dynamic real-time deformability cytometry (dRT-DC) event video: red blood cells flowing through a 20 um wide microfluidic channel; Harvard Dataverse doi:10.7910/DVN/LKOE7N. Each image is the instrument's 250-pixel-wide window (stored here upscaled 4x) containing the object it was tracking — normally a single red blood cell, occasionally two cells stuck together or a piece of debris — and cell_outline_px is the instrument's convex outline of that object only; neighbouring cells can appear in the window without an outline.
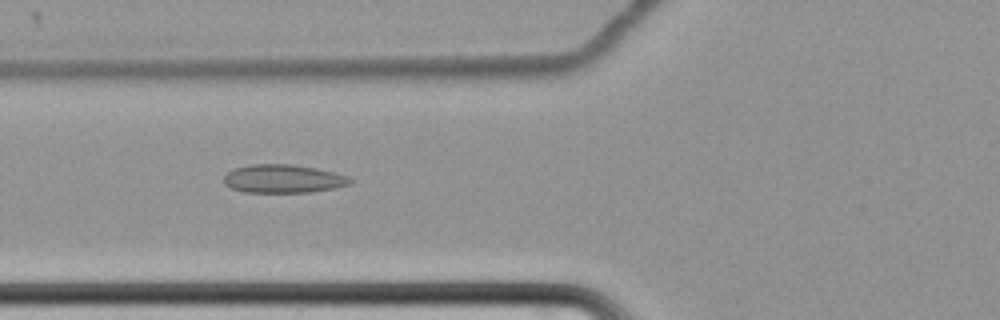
{"species": "common noctule bat (a hibernating species)", "species_latin": "Nyctalus noctula", "temperature_condition": "cold", "stored_images_in_passage": 30, "camera_frame_rate_fps": 3000, "um_per_image_px": 0.085, "animal": {"sex": "female", "body_mass_g": 22.7, "forearm_length_mm": 54.2}, "frame": {"image": 1, "passage_image": 5, "time_ms": 1.333, "image_size_px": [1000, 320], "cell_outline_px": [[352, 184], [336, 188], [308, 192], [244, 192], [232, 188], [224, 184], [224, 176], [228, 172], [236, 168], [248, 164], [292, 164], [316, 168], [336, 172], [348, 176], [352, 180]], "centroid_in_image_um": [24.11, 15.19], "position_along_channel_um": 101.7, "area_um2": 20.98}}
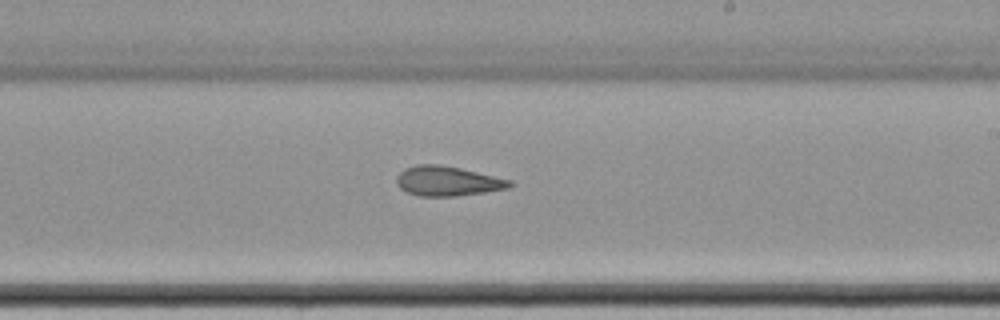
{"frame": {"image": 2, "passage_image": 18, "time_ms": 5.667, "image_size_px": [1000, 320], "cell_outline_px": [[516, 184], [508, 188], [484, 192], [456, 196], [420, 196], [408, 192], [400, 188], [396, 184], [396, 176], [404, 168], [416, 164], [440, 164], [460, 168], [512, 180]], "centroid_in_image_um": [38.04, 15.38], "position_along_channel_um": 251.0, "area_um2": 19.71}}
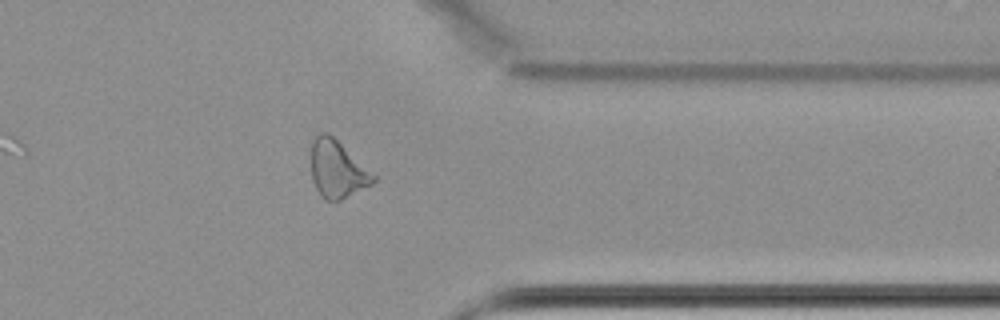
{"frame": {"image": 3, "passage_image": 30, "time_ms": 9.667, "image_size_px": [1000, 320], "cell_outline_px": [[376, 180], [372, 184], [340, 200], [324, 200], [320, 196], [312, 180], [312, 140], [320, 132], [328, 132], [376, 176]], "centroid_in_image_um": [28.65, 14.39], "position_along_channel_um": 382.7, "area_um2": 20.46}, "authors_computed_cell_mechanics": {"area_um2": 19.8543, "velocity_mm_per_s": 3.4429, "shape_relaxation_time_tau1_ms": null, "shape_relaxation_time_tau2_ms": 6.0621, "deformation_change_tau1": null, "deformation_change_tau2": 0.1211}}